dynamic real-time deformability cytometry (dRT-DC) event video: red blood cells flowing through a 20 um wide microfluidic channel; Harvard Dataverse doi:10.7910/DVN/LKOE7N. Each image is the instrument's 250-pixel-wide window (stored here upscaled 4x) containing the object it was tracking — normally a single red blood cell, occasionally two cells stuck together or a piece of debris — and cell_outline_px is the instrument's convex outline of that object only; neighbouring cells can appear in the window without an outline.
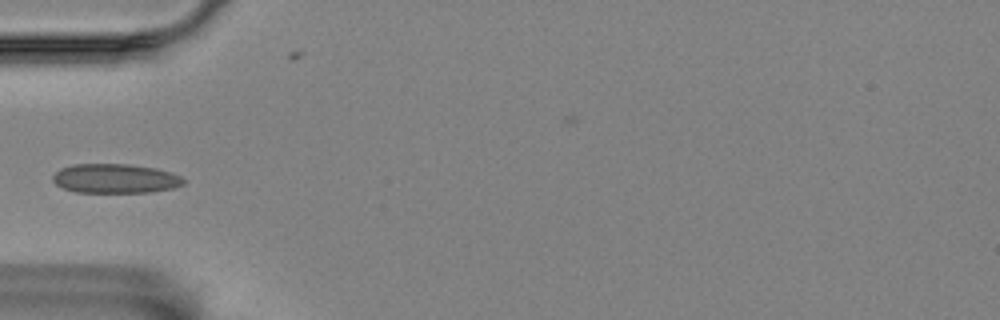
{"species": "Egyptian fruit bat (a non-hibernating species)", "species_latin": "Rousettus aegyptiacus", "temperature_condition": "room temperature", "stored_images_in_passage": 8, "camera_frame_rate_fps": 3000, "um_per_image_px": 0.085, "animal": {"sex": "female"}, "frame": {"image": 1, "passage_image": 3, "time_ms": 0.667, "image_size_px": [1000, 320], "cell_outline_px": [[188, 180], [184, 184], [172, 188], [152, 192], [76, 192], [64, 188], [56, 184], [52, 180], [52, 176], [60, 168], [72, 164], [128, 164], [156, 168], [172, 172]], "centroid_in_image_um": [9.82, 15.17], "position_along_channel_um": 75.2, "area_um2": 22.48}}
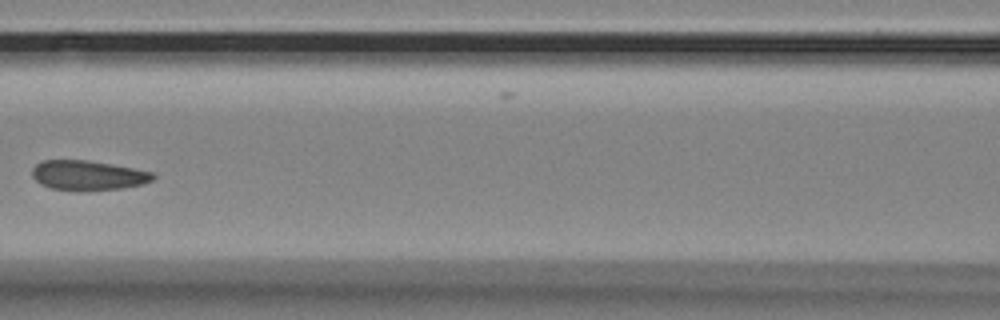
{"frame": {"image": 2, "passage_image": 5, "time_ms": 1.333, "image_size_px": [1000, 320], "cell_outline_px": [[156, 176], [152, 180], [144, 184], [124, 188], [76, 192], [48, 188], [40, 184], [32, 176], [32, 168], [36, 164], [44, 160], [88, 160], [112, 164], [156, 172]], "centroid_in_image_um": [7.49, 14.92], "position_along_channel_um": 159.1, "area_um2": 21.5}}
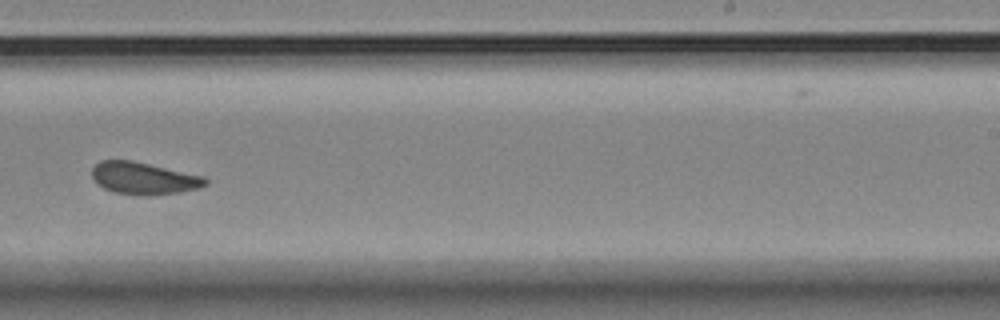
{"frame": {"image": 3, "passage_image": 8, "time_ms": 2.333, "image_size_px": [1000, 320], "cell_outline_px": [[208, 184], [200, 188], [180, 192], [148, 196], [144, 196], [116, 192], [104, 188], [96, 184], [92, 176], [92, 168], [100, 160], [132, 160], [204, 176], [208, 180]], "centroid_in_image_um": [12.23, 15.16], "position_along_channel_um": 276.8, "area_um2": 21.39}}